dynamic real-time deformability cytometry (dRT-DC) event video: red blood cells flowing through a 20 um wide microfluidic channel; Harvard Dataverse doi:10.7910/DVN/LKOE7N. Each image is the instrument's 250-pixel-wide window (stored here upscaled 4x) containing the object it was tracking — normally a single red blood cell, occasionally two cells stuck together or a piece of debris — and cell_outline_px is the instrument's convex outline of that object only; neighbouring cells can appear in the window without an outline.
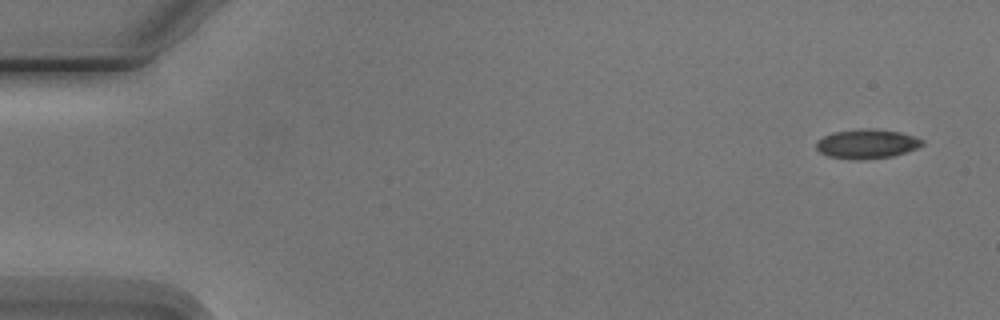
{"species": "Egyptian fruit bat (a non-hibernating species)", "species_latin": "Rousettus aegyptiacus", "temperature_condition": "cold", "stored_images_in_passage": 4, "segment_of_instrument_passage": [2, 2], "camera_frame_rate_fps": 3000, "um_per_image_px": 0.085, "animal": {"sex": "male"}, "frame": {"image": 1, "passage_image": 4, "time_ms": 3.667, "image_size_px": [1000, 320], "cell_outline_px": [[924, 144], [916, 148], [892, 156], [828, 156], [820, 152], [816, 148], [816, 140], [824, 136], [836, 132], [860, 128], [876, 128], [900, 132], [916, 136], [924, 140]], "centroid_in_image_um": [73.73, 12.15], "position_along_channel_um": 11.3, "area_um2": 17.22}}